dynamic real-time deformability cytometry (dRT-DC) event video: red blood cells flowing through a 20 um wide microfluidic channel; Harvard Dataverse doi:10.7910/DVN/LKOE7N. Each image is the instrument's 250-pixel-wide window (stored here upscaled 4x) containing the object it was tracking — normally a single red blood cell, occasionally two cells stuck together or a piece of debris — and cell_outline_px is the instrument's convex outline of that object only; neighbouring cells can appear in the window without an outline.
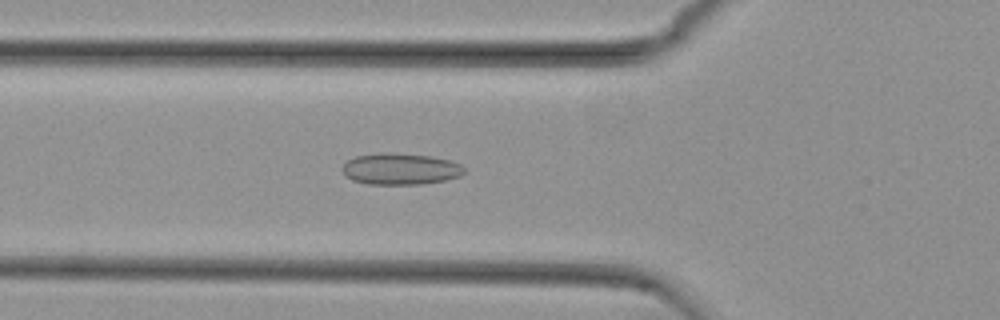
{"species": "common noctule bat (a hibernating species)", "species_latin": "Nyctalus noctula", "temperature_condition": "cold", "stored_images_in_passage": 46, "camera_frame_rate_fps": 3000, "um_per_image_px": 0.085, "animal": {"sex": "female", "body_mass_g": 29.2, "forearm_length_mm": 56.3}, "frame": {"image": 1, "passage_image": 11, "time_ms": 3.333, "image_size_px": [1000, 320], "cell_outline_px": [[464, 172], [460, 176], [444, 180], [420, 184], [368, 184], [352, 180], [344, 176], [340, 168], [348, 160], [356, 156], [380, 152], [388, 152], [428, 156], [448, 160], [460, 164], [464, 168]], "centroid_in_image_um": [33.97, 14.36], "position_along_channel_um": 91.8, "area_um2": 22.31}}
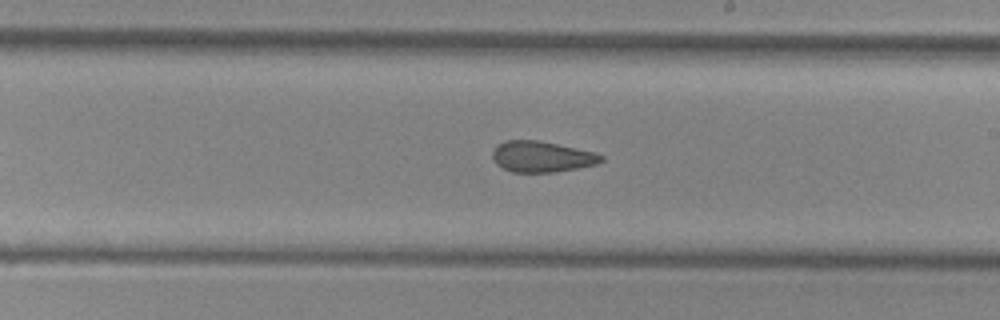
{"frame": {"image": 2, "passage_image": 23, "time_ms": 7.333, "image_size_px": [1000, 320], "cell_outline_px": [[604, 160], [596, 164], [556, 172], [512, 172], [496, 164], [492, 156], [492, 152], [500, 144], [508, 140], [536, 140], [596, 152], [604, 156]], "centroid_in_image_um": [46.07, 13.32], "position_along_channel_um": 242.9, "area_um2": 19.36}}
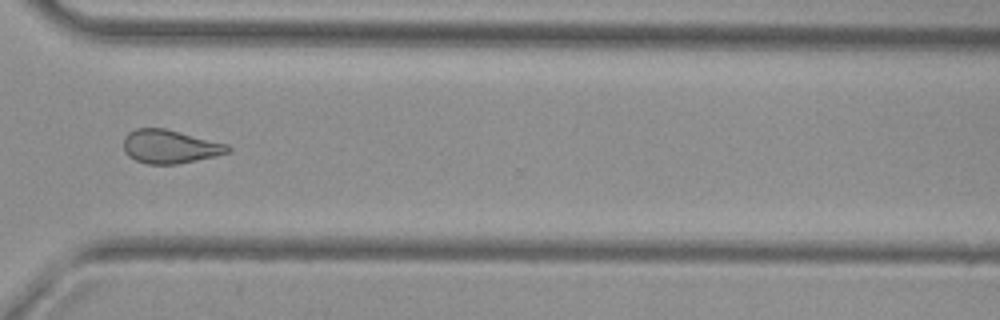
{"frame": {"image": 3, "passage_image": 32, "time_ms": 10.333, "image_size_px": [1000, 320], "cell_outline_px": [[232, 148], [228, 152], [216, 156], [176, 164], [148, 164], [136, 160], [128, 156], [124, 152], [124, 136], [128, 132], [136, 128], [164, 128], [228, 144]], "centroid_in_image_um": [14.42, 12.46], "position_along_channel_um": 356.2, "area_um2": 20.35}, "authors_computed_cell_mechanics": {"area_um2": 20.7502, "velocity_mm_per_s": 3.7685, "shape_relaxation_time_tau1_ms": null, "shape_relaxation_time_tau2_ms": 2.4473, "deformation_change_tau1": null, "deformation_change_tau2": 0.0911}}